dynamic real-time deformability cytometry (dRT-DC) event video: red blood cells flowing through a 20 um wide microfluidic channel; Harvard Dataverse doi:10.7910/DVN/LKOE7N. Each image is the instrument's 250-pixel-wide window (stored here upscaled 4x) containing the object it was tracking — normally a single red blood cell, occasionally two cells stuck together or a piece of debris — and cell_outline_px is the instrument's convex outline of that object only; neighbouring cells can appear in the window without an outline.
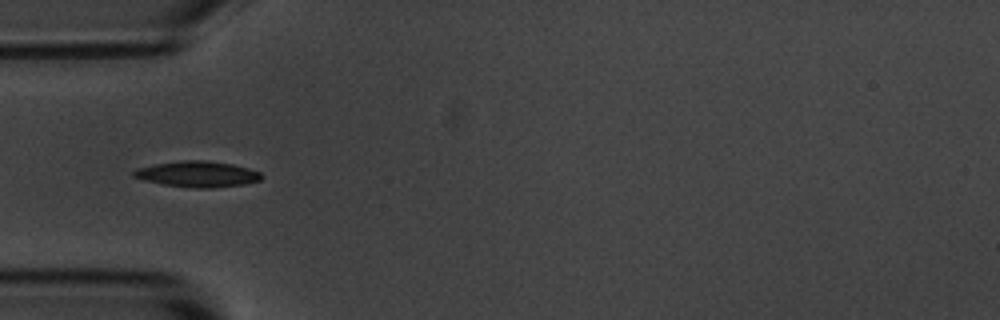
{"species": "common noctule bat (a hibernating species)", "species_latin": "Nyctalus noctula", "temperature_condition": "room temperature", "stored_images_in_passage": 6, "camera_frame_rate_fps": 3000, "um_per_image_px": 0.085, "animal": {"sex": "male", "body_mass_g": 20.1, "forearm_length_mm": 53.5}, "frame": {"image": 1, "passage_image": 5, "time_ms": 4.667, "image_size_px": [1000, 320], "cell_outline_px": [[264, 176], [260, 180], [244, 184], [212, 188], [192, 188], [164, 184], [144, 180], [132, 176], [132, 172], [136, 168], [156, 164], [180, 160], [204, 160], [232, 164], [248, 168], [260, 172]], "centroid_in_image_um": [16.79, 14.8], "position_along_channel_um": 68.2, "area_um2": 19.25}}